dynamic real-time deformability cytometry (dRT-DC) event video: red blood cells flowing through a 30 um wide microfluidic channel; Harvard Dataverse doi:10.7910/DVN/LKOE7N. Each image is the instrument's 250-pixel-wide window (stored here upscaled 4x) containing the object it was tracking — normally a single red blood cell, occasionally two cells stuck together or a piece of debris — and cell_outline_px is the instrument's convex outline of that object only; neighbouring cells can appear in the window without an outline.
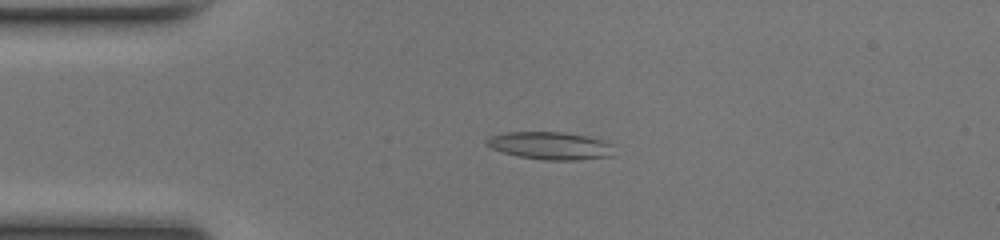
{"species": "common noctule bat (a hibernating species)", "species_latin": "Nyctalus noctula", "temperature_condition": "room temperature", "stored_images_in_passage": 48, "camera_frame_rate_fps": 3000, "um_per_image_px": 0.085, "animal": {"sex": "female", "body_mass_g": 17.0, "forearm_length_mm": 48.0}, "frame": {"image": 1, "passage_image": 10, "time_ms": 3.0, "image_size_px": [1000, 240], "cell_outline_px": [[612, 156], [576, 160], [544, 160], [520, 156], [504, 152], [492, 148], [484, 144], [484, 140], [488, 136], [504, 132], [560, 132], [584, 136], [604, 140], [612, 144]], "centroid_in_image_um": [46.73, 12.38], "position_along_channel_um": 38.3, "area_um2": 20.46}}
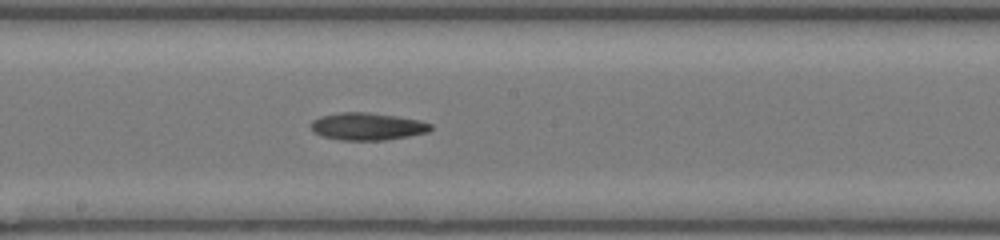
{"frame": {"image": 2, "passage_image": 25, "time_ms": 8.0, "image_size_px": [1000, 240], "cell_outline_px": [[432, 128], [428, 132], [408, 136], [384, 140], [340, 140], [324, 136], [316, 132], [312, 128], [312, 120], [320, 116], [340, 112], [368, 112], [396, 116], [420, 120], [432, 124]], "centroid_in_image_um": [31.25, 10.74], "position_along_channel_um": 216.9, "area_um2": 18.96}}
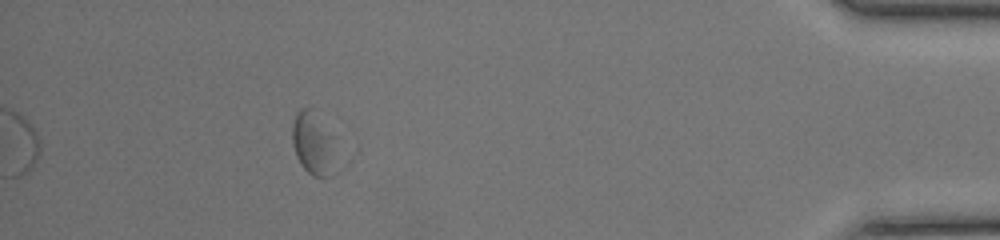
{"frame": {"image": 3, "passage_image": 43, "time_ms": 14.0, "image_size_px": [1000, 240], "cell_outline_px": [[336, 172], [332, 176], [312, 176], [300, 164], [296, 156], [292, 144], [292, 124], [296, 112], [300, 108], [312, 108], [336, 136]], "centroid_in_image_um": [26.69, 12.19], "position_along_channel_um": 408.5, "area_um2": 17.05}, "authors_computed_cell_mechanics": {"area_um2": 19.0451, "velocity_mm_per_s": 4.1706, "shape_relaxation_time_tau1_ms": 3.5845, "shape_relaxation_time_tau2_ms": null, "deformation_change_tau1": 0.0961, "deformation_change_tau2": null}}